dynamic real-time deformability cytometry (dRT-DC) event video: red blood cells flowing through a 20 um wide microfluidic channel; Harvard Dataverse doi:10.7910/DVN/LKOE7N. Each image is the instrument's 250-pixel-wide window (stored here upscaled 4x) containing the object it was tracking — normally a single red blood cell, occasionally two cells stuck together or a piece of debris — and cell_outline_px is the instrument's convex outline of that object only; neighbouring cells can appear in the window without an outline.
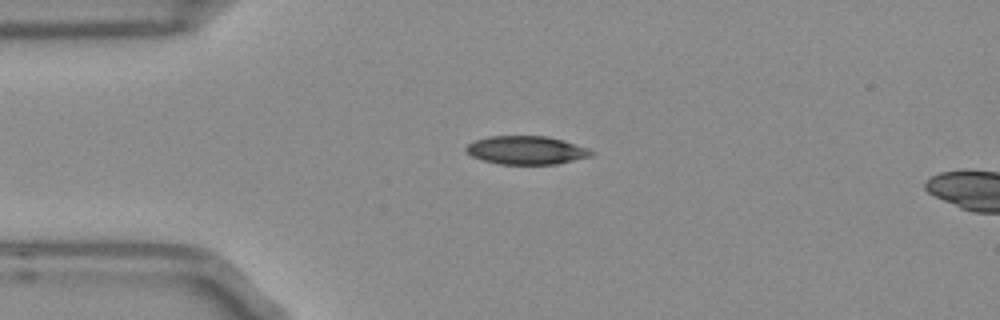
{"species": "Egyptian fruit bat (a non-hibernating species)", "species_latin": "Rousettus aegyptiacus", "temperature_condition": "room temperature", "stored_images_in_passage": 5, "camera_frame_rate_fps": 3000, "um_per_image_px": 0.085, "frame": {"image": 1, "passage_image": 1, "time_ms": 0.0, "image_size_px": [1000, 320], "cell_outline_px": [[596, 152], [592, 156], [556, 164], [500, 164], [484, 160], [472, 156], [464, 148], [468, 144], [476, 140], [488, 136], [548, 136], [564, 140]], "centroid_in_image_um": [44.75, 12.76], "position_along_channel_um": 40.2, "area_um2": 20.58}}